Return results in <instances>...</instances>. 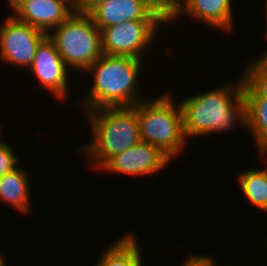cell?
<instances>
[{
    "label": "cell",
    "instance_id": "cell-1",
    "mask_svg": "<svg viewBox=\"0 0 267 266\" xmlns=\"http://www.w3.org/2000/svg\"><path fill=\"white\" fill-rule=\"evenodd\" d=\"M243 77L180 101L183 132L190 137L222 134L237 125L246 127V104L243 96Z\"/></svg>",
    "mask_w": 267,
    "mask_h": 266
},
{
    "label": "cell",
    "instance_id": "cell-2",
    "mask_svg": "<svg viewBox=\"0 0 267 266\" xmlns=\"http://www.w3.org/2000/svg\"><path fill=\"white\" fill-rule=\"evenodd\" d=\"M143 63L139 58L103 54L85 71L88 75L92 74L91 88L77 103L87 112L100 108L132 107L144 100L146 97L142 96L139 88Z\"/></svg>",
    "mask_w": 267,
    "mask_h": 266
},
{
    "label": "cell",
    "instance_id": "cell-3",
    "mask_svg": "<svg viewBox=\"0 0 267 266\" xmlns=\"http://www.w3.org/2000/svg\"><path fill=\"white\" fill-rule=\"evenodd\" d=\"M84 113L92 141L78 148V152H84L85 162L94 170L99 171L113 156L141 142L139 120L133 107L100 108Z\"/></svg>",
    "mask_w": 267,
    "mask_h": 266
},
{
    "label": "cell",
    "instance_id": "cell-4",
    "mask_svg": "<svg viewBox=\"0 0 267 266\" xmlns=\"http://www.w3.org/2000/svg\"><path fill=\"white\" fill-rule=\"evenodd\" d=\"M160 95V96H159ZM137 102L136 110L142 142L157 147L171 161L179 157L187 143L183 132L182 110L171 93Z\"/></svg>",
    "mask_w": 267,
    "mask_h": 266
},
{
    "label": "cell",
    "instance_id": "cell-5",
    "mask_svg": "<svg viewBox=\"0 0 267 266\" xmlns=\"http://www.w3.org/2000/svg\"><path fill=\"white\" fill-rule=\"evenodd\" d=\"M52 31L47 36L69 70H81L82 75L103 55L101 31L89 14L73 12Z\"/></svg>",
    "mask_w": 267,
    "mask_h": 266
},
{
    "label": "cell",
    "instance_id": "cell-6",
    "mask_svg": "<svg viewBox=\"0 0 267 266\" xmlns=\"http://www.w3.org/2000/svg\"><path fill=\"white\" fill-rule=\"evenodd\" d=\"M164 23L163 20H130L105 27L101 30L102 52L143 60L142 55L154 45L153 41L159 34L157 30Z\"/></svg>",
    "mask_w": 267,
    "mask_h": 266
},
{
    "label": "cell",
    "instance_id": "cell-7",
    "mask_svg": "<svg viewBox=\"0 0 267 266\" xmlns=\"http://www.w3.org/2000/svg\"><path fill=\"white\" fill-rule=\"evenodd\" d=\"M46 36L45 32L9 15L0 25V61L29 69L36 47Z\"/></svg>",
    "mask_w": 267,
    "mask_h": 266
},
{
    "label": "cell",
    "instance_id": "cell-8",
    "mask_svg": "<svg viewBox=\"0 0 267 266\" xmlns=\"http://www.w3.org/2000/svg\"><path fill=\"white\" fill-rule=\"evenodd\" d=\"M39 85L59 101H66L69 95L71 72L57 52L54 43L46 36L36 47L33 61L28 69Z\"/></svg>",
    "mask_w": 267,
    "mask_h": 266
},
{
    "label": "cell",
    "instance_id": "cell-9",
    "mask_svg": "<svg viewBox=\"0 0 267 266\" xmlns=\"http://www.w3.org/2000/svg\"><path fill=\"white\" fill-rule=\"evenodd\" d=\"M172 162L157 147L139 142L113 156L100 170L125 176H147L156 174Z\"/></svg>",
    "mask_w": 267,
    "mask_h": 266
},
{
    "label": "cell",
    "instance_id": "cell-10",
    "mask_svg": "<svg viewBox=\"0 0 267 266\" xmlns=\"http://www.w3.org/2000/svg\"><path fill=\"white\" fill-rule=\"evenodd\" d=\"M10 9L16 19L46 34L74 12L73 4L69 0H17Z\"/></svg>",
    "mask_w": 267,
    "mask_h": 266
},
{
    "label": "cell",
    "instance_id": "cell-11",
    "mask_svg": "<svg viewBox=\"0 0 267 266\" xmlns=\"http://www.w3.org/2000/svg\"><path fill=\"white\" fill-rule=\"evenodd\" d=\"M232 9V0H183L176 8L174 21L185 15L191 16L215 30L228 33L233 28Z\"/></svg>",
    "mask_w": 267,
    "mask_h": 266
},
{
    "label": "cell",
    "instance_id": "cell-12",
    "mask_svg": "<svg viewBox=\"0 0 267 266\" xmlns=\"http://www.w3.org/2000/svg\"><path fill=\"white\" fill-rule=\"evenodd\" d=\"M89 15L100 31L130 20H162L139 0H105Z\"/></svg>",
    "mask_w": 267,
    "mask_h": 266
},
{
    "label": "cell",
    "instance_id": "cell-13",
    "mask_svg": "<svg viewBox=\"0 0 267 266\" xmlns=\"http://www.w3.org/2000/svg\"><path fill=\"white\" fill-rule=\"evenodd\" d=\"M29 175L27 169L19 165L0 177V200L22 214L31 212Z\"/></svg>",
    "mask_w": 267,
    "mask_h": 266
},
{
    "label": "cell",
    "instance_id": "cell-14",
    "mask_svg": "<svg viewBox=\"0 0 267 266\" xmlns=\"http://www.w3.org/2000/svg\"><path fill=\"white\" fill-rule=\"evenodd\" d=\"M138 243L134 234L125 233L103 251L95 266H143Z\"/></svg>",
    "mask_w": 267,
    "mask_h": 266
},
{
    "label": "cell",
    "instance_id": "cell-15",
    "mask_svg": "<svg viewBox=\"0 0 267 266\" xmlns=\"http://www.w3.org/2000/svg\"><path fill=\"white\" fill-rule=\"evenodd\" d=\"M243 96L246 104V128L249 129L255 146L267 135V98L260 97L245 81Z\"/></svg>",
    "mask_w": 267,
    "mask_h": 266
},
{
    "label": "cell",
    "instance_id": "cell-16",
    "mask_svg": "<svg viewBox=\"0 0 267 266\" xmlns=\"http://www.w3.org/2000/svg\"><path fill=\"white\" fill-rule=\"evenodd\" d=\"M243 195L261 211L267 209V169L249 168L237 176Z\"/></svg>",
    "mask_w": 267,
    "mask_h": 266
},
{
    "label": "cell",
    "instance_id": "cell-17",
    "mask_svg": "<svg viewBox=\"0 0 267 266\" xmlns=\"http://www.w3.org/2000/svg\"><path fill=\"white\" fill-rule=\"evenodd\" d=\"M243 80L262 98H267V49L255 61L246 64Z\"/></svg>",
    "mask_w": 267,
    "mask_h": 266
},
{
    "label": "cell",
    "instance_id": "cell-18",
    "mask_svg": "<svg viewBox=\"0 0 267 266\" xmlns=\"http://www.w3.org/2000/svg\"><path fill=\"white\" fill-rule=\"evenodd\" d=\"M4 132L0 133L2 136ZM4 139L0 138V177L4 174L13 171L16 167L19 166V157L15 154L14 149L11 144H8Z\"/></svg>",
    "mask_w": 267,
    "mask_h": 266
},
{
    "label": "cell",
    "instance_id": "cell-19",
    "mask_svg": "<svg viewBox=\"0 0 267 266\" xmlns=\"http://www.w3.org/2000/svg\"><path fill=\"white\" fill-rule=\"evenodd\" d=\"M165 23L174 22L176 9L167 0H139Z\"/></svg>",
    "mask_w": 267,
    "mask_h": 266
},
{
    "label": "cell",
    "instance_id": "cell-20",
    "mask_svg": "<svg viewBox=\"0 0 267 266\" xmlns=\"http://www.w3.org/2000/svg\"><path fill=\"white\" fill-rule=\"evenodd\" d=\"M186 256H188L185 259L186 261L180 266H218V264L216 265L215 259L213 260V257L207 254L205 256L189 253Z\"/></svg>",
    "mask_w": 267,
    "mask_h": 266
},
{
    "label": "cell",
    "instance_id": "cell-21",
    "mask_svg": "<svg viewBox=\"0 0 267 266\" xmlns=\"http://www.w3.org/2000/svg\"><path fill=\"white\" fill-rule=\"evenodd\" d=\"M105 0H74L73 10L77 13L90 14Z\"/></svg>",
    "mask_w": 267,
    "mask_h": 266
},
{
    "label": "cell",
    "instance_id": "cell-22",
    "mask_svg": "<svg viewBox=\"0 0 267 266\" xmlns=\"http://www.w3.org/2000/svg\"><path fill=\"white\" fill-rule=\"evenodd\" d=\"M257 152L260 155L261 159H265L267 157V135L264 136L256 145ZM263 156V157H262Z\"/></svg>",
    "mask_w": 267,
    "mask_h": 266
},
{
    "label": "cell",
    "instance_id": "cell-23",
    "mask_svg": "<svg viewBox=\"0 0 267 266\" xmlns=\"http://www.w3.org/2000/svg\"><path fill=\"white\" fill-rule=\"evenodd\" d=\"M175 9L182 3L183 0H167Z\"/></svg>",
    "mask_w": 267,
    "mask_h": 266
},
{
    "label": "cell",
    "instance_id": "cell-24",
    "mask_svg": "<svg viewBox=\"0 0 267 266\" xmlns=\"http://www.w3.org/2000/svg\"><path fill=\"white\" fill-rule=\"evenodd\" d=\"M0 266H6V260L3 257V253H0Z\"/></svg>",
    "mask_w": 267,
    "mask_h": 266
},
{
    "label": "cell",
    "instance_id": "cell-25",
    "mask_svg": "<svg viewBox=\"0 0 267 266\" xmlns=\"http://www.w3.org/2000/svg\"><path fill=\"white\" fill-rule=\"evenodd\" d=\"M265 2H266V4H265L264 7L266 8V9H265V10H266V11H265L266 14H264V15H266L265 19L267 20V0H266ZM266 25H267V21H266ZM265 36H266V38H267V33L265 34ZM266 40H267V39H266Z\"/></svg>",
    "mask_w": 267,
    "mask_h": 266
},
{
    "label": "cell",
    "instance_id": "cell-26",
    "mask_svg": "<svg viewBox=\"0 0 267 266\" xmlns=\"http://www.w3.org/2000/svg\"><path fill=\"white\" fill-rule=\"evenodd\" d=\"M8 1V3H9V6H11L15 1H17V0H7Z\"/></svg>",
    "mask_w": 267,
    "mask_h": 266
}]
</instances>
